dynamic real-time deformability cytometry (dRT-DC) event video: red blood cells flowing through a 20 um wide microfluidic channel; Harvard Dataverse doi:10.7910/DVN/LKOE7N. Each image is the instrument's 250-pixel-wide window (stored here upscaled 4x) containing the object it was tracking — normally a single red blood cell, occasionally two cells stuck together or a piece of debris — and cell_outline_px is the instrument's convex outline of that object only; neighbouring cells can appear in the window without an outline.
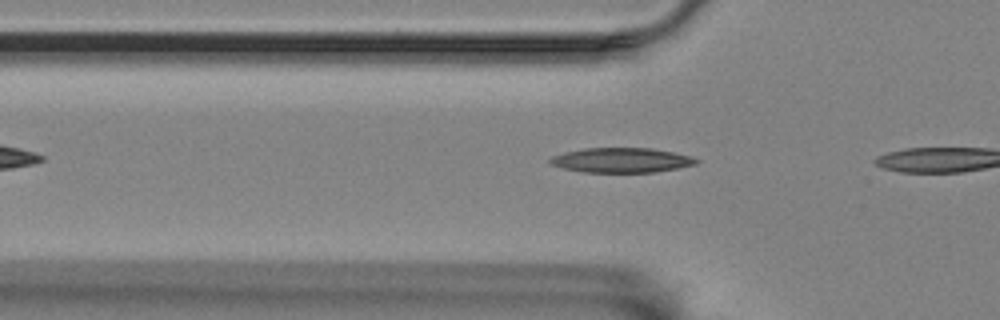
{"species": "Egyptian fruit bat (a non-hibernating species)", "species_latin": "Rousettus aegyptiacus", "temperature_condition": "room temperature", "stored_images_in_passage": 5, "camera_frame_rate_fps": 3000, "um_per_image_px": 0.085, "animal": {"sex": "female"}, "frame": {"image": 1, "passage_image": 3, "time_ms": 0.667, "image_size_px": [1000, 320], "cell_outline_px": [[700, 160], [696, 164], [656, 172], [584, 172], [564, 168], [548, 164], [548, 160], [552, 156], [564, 152], [584, 148], [652, 148], [692, 156]], "centroid_in_image_um": [52.8, 13.61], "position_along_channel_um": 73.0, "area_um2": 21.1}}